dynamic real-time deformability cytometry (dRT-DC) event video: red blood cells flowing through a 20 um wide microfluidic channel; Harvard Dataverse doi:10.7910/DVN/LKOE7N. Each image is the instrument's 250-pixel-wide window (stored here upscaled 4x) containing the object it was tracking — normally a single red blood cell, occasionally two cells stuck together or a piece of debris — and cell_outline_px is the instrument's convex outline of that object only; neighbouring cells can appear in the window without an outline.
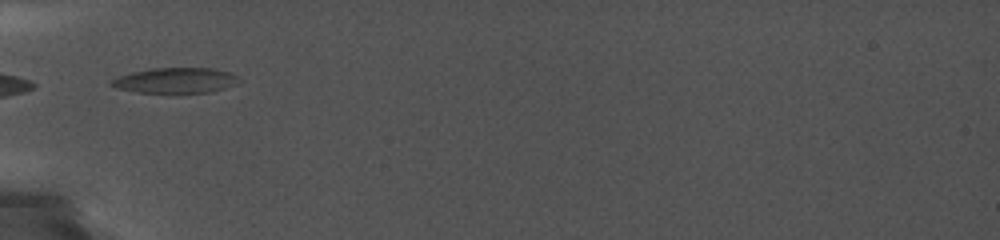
{"species": "common noctule bat (a hibernating species)", "species_latin": "Nyctalus noctula", "temperature_condition": "cold", "stored_images_in_passage": 38, "camera_frame_rate_fps": 5000, "um_per_image_px": 0.085, "animal": {"sex": "female", "body_mass_g": 19.0, "forearm_length_mm": 56.7}, "frame": {"image": 1, "passage_image": 1, "time_ms": 0.0, "image_size_px": [1000, 240], "cell_outline_px": [[244, 80], [208, 92], [136, 92], [120, 88], [108, 84], [108, 80], [132, 72], [152, 68], [212, 68], [232, 72]], "centroid_in_image_um": [14.92, 6.81], "position_along_channel_um": 70.1, "area_um2": 18.61}}
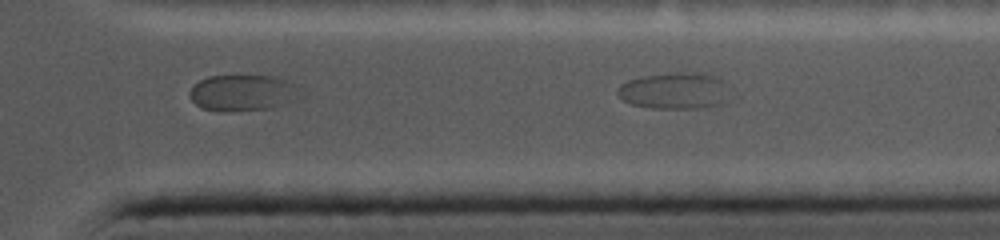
{"frame": {"image": 2, "passage_image": 22, "time_ms": 8.2, "image_size_px": [1000, 240], "cell_outline_px": [[736, 100], [704, 108], [652, 108], [632, 104], [624, 100], [616, 92], [616, 88], [620, 84], [628, 80], [640, 76], [676, 72], [700, 72], [716, 76], [736, 96]], "centroid_in_image_um": [57.44, 7.72], "position_along_channel_um": 354.0, "area_um2": 24.68}}
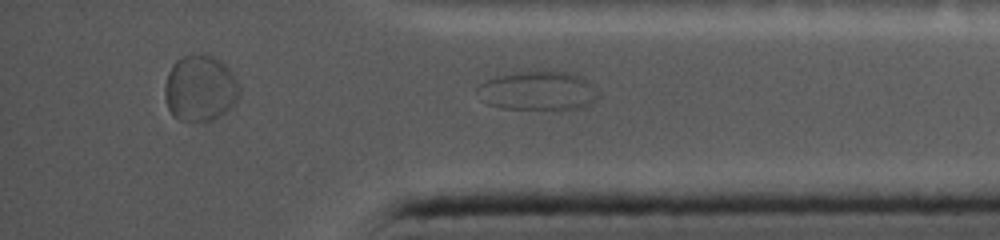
{"frame": {"image": 3, "passage_image": 27, "time_ms": 9.2, "image_size_px": [1000, 240], "cell_outline_px": [[600, 96], [596, 100], [588, 104], [576, 108], [500, 108], [488, 104], [476, 88], [480, 84], [496, 76], [516, 72], [564, 72], [580, 76], [588, 80], [600, 92]], "centroid_in_image_um": [45.77, 7.71], "position_along_channel_um": 389.4, "area_um2": 26.82}}